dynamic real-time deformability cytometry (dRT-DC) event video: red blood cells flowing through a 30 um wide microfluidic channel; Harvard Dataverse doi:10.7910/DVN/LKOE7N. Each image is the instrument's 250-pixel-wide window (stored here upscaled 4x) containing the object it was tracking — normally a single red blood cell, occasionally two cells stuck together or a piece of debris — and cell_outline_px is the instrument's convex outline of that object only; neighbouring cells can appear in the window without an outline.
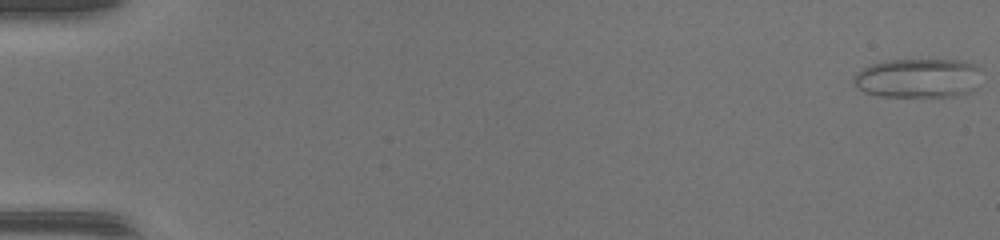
{"species": "common noctule bat (a hibernating species)", "species_latin": "Nyctalus noctula", "temperature_condition": "warm", "stored_images_in_passage": 49, "camera_frame_rate_fps": 3000, "um_per_image_px": 0.085, "animal": {"sex": "female", "body_mass_g": 17.0, "forearm_length_mm": 48.0}, "frame": {"image": 1, "passage_image": 1, "time_ms": 0.0, "image_size_px": [1000, 240], "cell_outline_px": [[980, 68], [976, 88], [972, 92], [956, 96], [876, 96], [864, 92], [856, 88], [852, 84], [852, 80], [856, 72], [872, 64], [884, 60], [960, 60], [972, 64]], "centroid_in_image_um": [77.99, 6.65], "position_along_channel_um": 7.0, "area_um2": 29.48}}
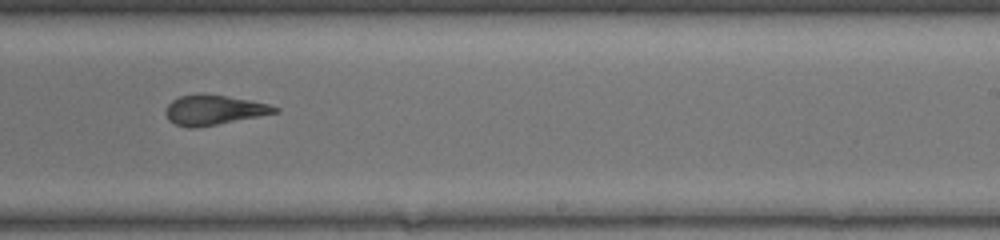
{"frame": {"image": 2, "passage_image": 32, "time_ms": 10.333, "image_size_px": [1000, 240], "cell_outline_px": [[280, 112], [260, 116], [196, 128], [188, 128], [176, 124], [168, 120], [164, 112], [168, 104], [172, 100], [180, 96], [200, 92], [248, 100], [268, 104], [280, 108]], "centroid_in_image_um": [18.14, 9.34], "position_along_channel_um": 270.9, "area_um2": 19.07}}
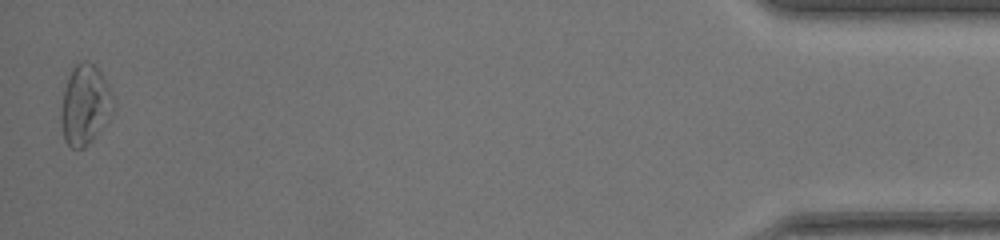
{"frame": {"image": 3, "passage_image": 49, "time_ms": 16.0, "image_size_px": [1000, 240], "cell_outline_px": [[116, 108], [92, 140], [84, 148], [72, 148], [64, 140], [60, 120], [60, 112], [64, 92], [68, 76], [72, 68], [76, 64], [84, 60], [92, 64], [100, 72], [108, 84], [116, 100]], "centroid_in_image_um": [7.24, 8.92], "position_along_channel_um": 428.0, "area_um2": 24.45}, "authors_computed_cell_mechanics": {"area_um2": 21.1548, "velocity_mm_per_s": 4.3177, "shape_relaxation_time_tau1_ms": null, "shape_relaxation_time_tau2_ms": 1.445, "deformation_change_tau1": null, "deformation_change_tau2": 0.0864}}